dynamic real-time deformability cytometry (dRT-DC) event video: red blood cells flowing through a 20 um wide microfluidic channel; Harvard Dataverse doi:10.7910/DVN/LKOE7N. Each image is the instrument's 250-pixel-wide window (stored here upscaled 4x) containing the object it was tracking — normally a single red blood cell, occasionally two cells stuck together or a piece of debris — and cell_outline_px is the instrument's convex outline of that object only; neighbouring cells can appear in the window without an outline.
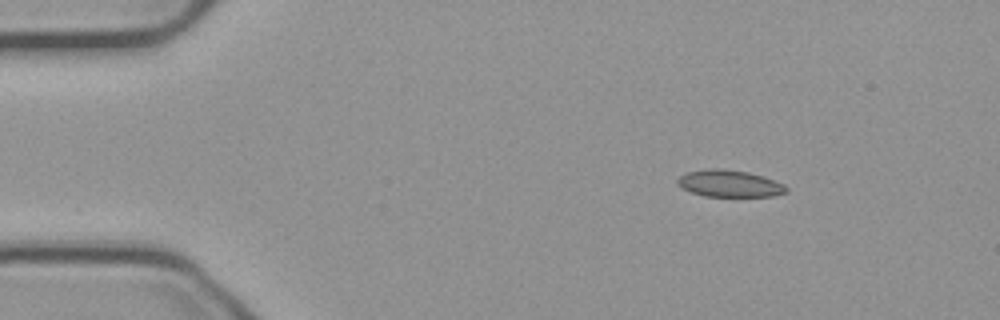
{"species": "common noctule bat (a hibernating species)", "species_latin": "Nyctalus noctula", "temperature_condition": "cold", "stored_images_in_passage": 48, "camera_frame_rate_fps": 3000, "um_per_image_px": 0.085, "animal": {"sex": "male", "body_mass_g": 23.1, "forearm_length_mm": 52.7}, "frame": {"image": 1, "passage_image": 1, "time_ms": 0.0, "image_size_px": [1000, 320], "cell_outline_px": [[788, 192], [772, 196], [704, 196], [680, 188], [676, 180], [680, 176], [688, 172], [708, 168], [720, 168], [748, 172], [764, 176], [784, 184], [788, 188]], "centroid_in_image_um": [62.01, 15.6], "position_along_channel_um": 23.0, "area_um2": 17.11}}
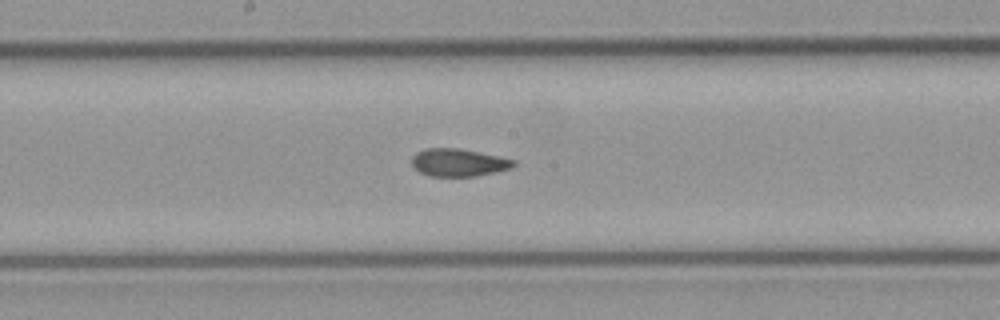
{"frame": {"image": 2, "passage_image": 22, "time_ms": 7.0, "image_size_px": [1000, 320], "cell_outline_px": [[516, 164], [512, 168], [496, 172], [476, 176], [428, 176], [420, 172], [412, 164], [412, 156], [416, 152], [424, 148], [460, 148], [516, 160]], "centroid_in_image_um": [38.98, 13.81], "position_along_channel_um": 209.2, "area_um2": 16.47}}
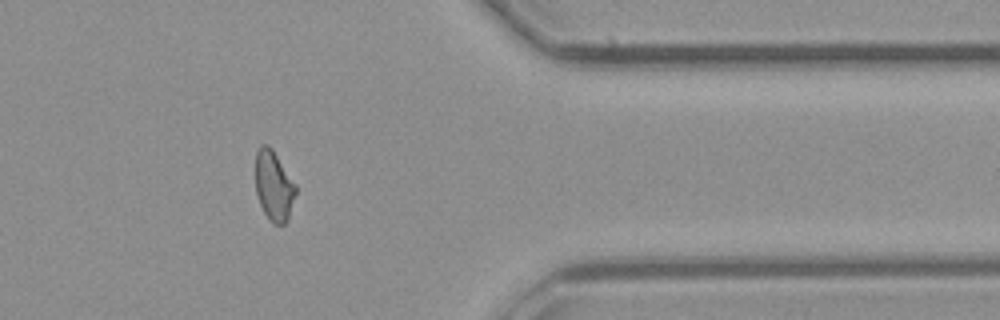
{"frame": {"image": 3, "passage_image": 38, "time_ms": 12.333, "image_size_px": [1000, 320], "cell_outline_px": [[296, 192], [288, 220], [284, 224], [272, 224], [268, 220], [260, 204], [256, 192], [256, 152], [260, 144], [268, 144], [272, 148], [296, 184]], "centroid_in_image_um": [23.28, 15.79], "position_along_channel_um": 388.1, "area_um2": 16.53}, "authors_computed_cell_mechanics": {"area_um2": 16.9354, "velocity_mm_per_s": 3.7243, "shape_relaxation_time_tau1_ms": null, "shape_relaxation_time_tau2_ms": 2.2085, "deformation_change_tau1": null, "deformation_change_tau2": 0.0695}}